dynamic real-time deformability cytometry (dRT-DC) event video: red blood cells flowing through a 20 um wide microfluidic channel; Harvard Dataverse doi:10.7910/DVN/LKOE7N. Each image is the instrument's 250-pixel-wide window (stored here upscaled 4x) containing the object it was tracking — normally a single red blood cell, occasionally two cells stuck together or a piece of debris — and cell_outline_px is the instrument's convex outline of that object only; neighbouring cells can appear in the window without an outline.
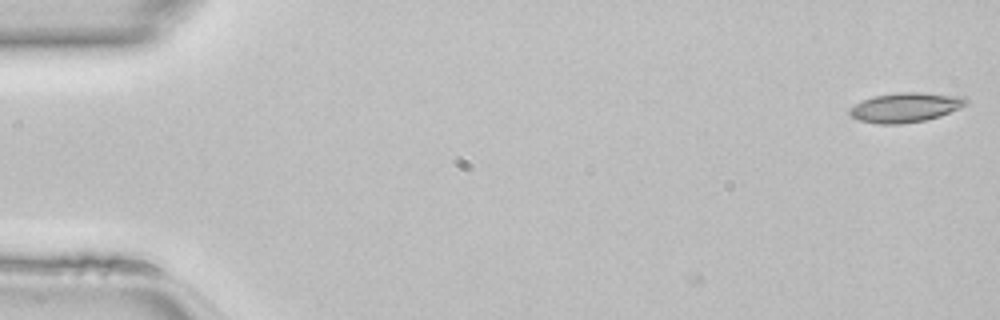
{"species": "common noctule bat (a hibernating species)", "species_latin": "Nyctalus noctula", "temperature_condition": "room temperature", "stored_images_in_passage": 3, "camera_frame_rate_fps": 3000, "um_per_image_px": 0.085, "animal": {"sex": "female", "body_mass_g": 22.7, "forearm_length_mm": 54.2}, "frame": {"image": 1, "passage_image": 1, "time_ms": 0.0, "image_size_px": [1000, 320], "cell_outline_px": [[968, 104], [960, 108], [940, 116], [924, 120], [900, 124], [876, 124], [860, 120], [852, 116], [848, 112], [848, 108], [860, 100], [872, 96], [900, 92], [920, 92], [964, 96], [968, 100]], "centroid_in_image_um": [76.95, 9.12], "position_along_channel_um": 8.0, "area_um2": 20.29}}